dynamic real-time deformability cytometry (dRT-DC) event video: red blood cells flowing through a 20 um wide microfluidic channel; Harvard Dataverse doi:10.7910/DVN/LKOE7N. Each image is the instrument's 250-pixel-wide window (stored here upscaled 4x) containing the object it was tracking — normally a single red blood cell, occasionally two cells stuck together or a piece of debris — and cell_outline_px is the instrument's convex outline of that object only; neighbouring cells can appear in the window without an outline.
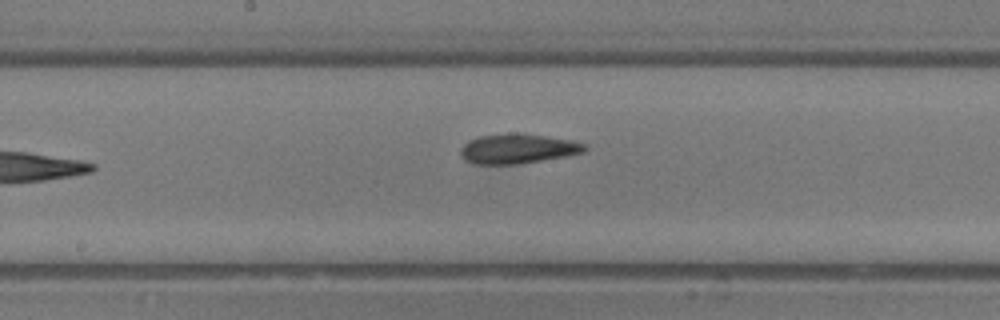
{"species": "common noctule bat (a hibernating species)", "species_latin": "Nyctalus noctula", "temperature_condition": "room temperature", "stored_images_in_passage": 10, "camera_frame_rate_fps": 3000, "um_per_image_px": 0.085, "animal": {"sex": "male", "body_mass_g": 13.3}, "frame": {"image": 1, "passage_image": 9, "time_ms": 10.333, "image_size_px": [1000, 320], "cell_outline_px": [[588, 148], [584, 152], [564, 156], [520, 164], [472, 164], [464, 160], [460, 156], [460, 148], [468, 140], [480, 136], [512, 132], [544, 136], [572, 140], [588, 144]], "centroid_in_image_um": [43.98, 12.64], "position_along_channel_um": 204.2, "area_um2": 21.68}}